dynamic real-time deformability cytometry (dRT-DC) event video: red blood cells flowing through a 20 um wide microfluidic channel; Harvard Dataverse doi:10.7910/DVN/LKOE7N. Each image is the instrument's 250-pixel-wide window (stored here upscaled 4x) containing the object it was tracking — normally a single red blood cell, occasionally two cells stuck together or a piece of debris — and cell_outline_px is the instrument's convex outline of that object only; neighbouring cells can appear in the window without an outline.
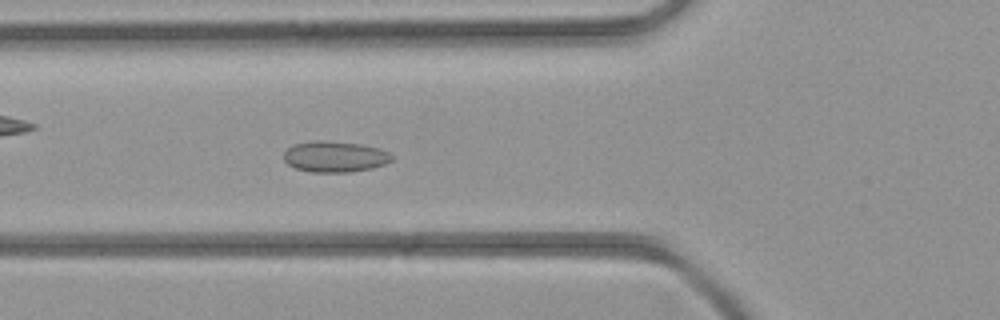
{"species": "common noctule bat (a hibernating species)", "species_latin": "Nyctalus noctula", "temperature_condition": "room temperature", "stored_images_in_passage": 42, "camera_frame_rate_fps": 3000, "um_per_image_px": 0.085, "animal": {"sex": "female", "body_mass_g": 21.9}, "frame": {"image": 1, "passage_image": 14, "time_ms": 4.333, "image_size_px": [1000, 320], "cell_outline_px": [[392, 160], [384, 164], [372, 168], [348, 172], [312, 172], [296, 168], [288, 164], [284, 160], [284, 152], [292, 144], [312, 140], [324, 140], [360, 144], [380, 148], [388, 152], [392, 156]], "centroid_in_image_um": [28.44, 13.3], "position_along_channel_um": 97.4, "area_um2": 19.54}}
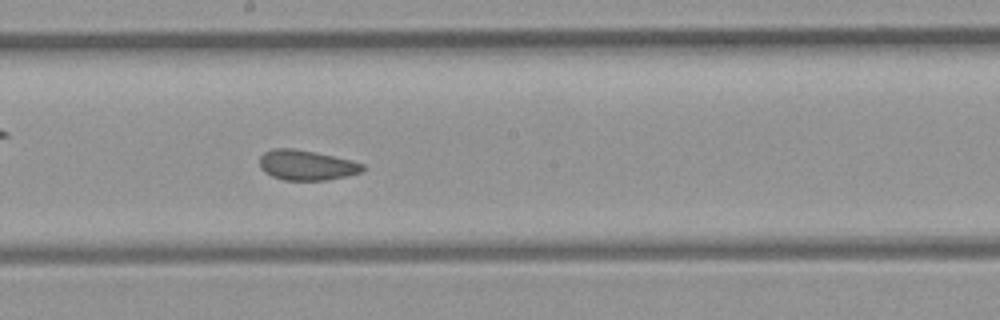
{"frame": {"image": 2, "passage_image": 22, "time_ms": 7.0, "image_size_px": [1000, 320], "cell_outline_px": [[364, 168], [360, 172], [348, 176], [324, 180], [284, 180], [272, 176], [264, 172], [260, 168], [260, 156], [264, 152], [276, 148], [292, 148], [316, 152], [352, 160], [364, 164]], "centroid_in_image_um": [26.05, 14.03], "position_along_channel_um": 222.2, "area_um2": 18.09}}
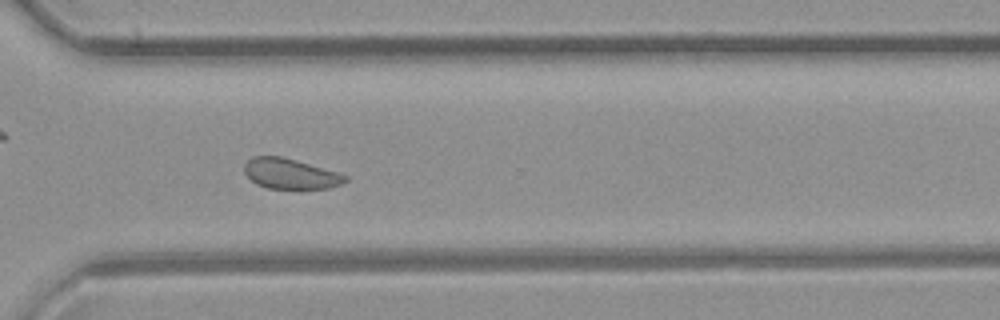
{"frame": {"image": 3, "passage_image": 30, "time_ms": 9.667, "image_size_px": [1000, 320], "cell_outline_px": [[348, 180], [340, 184], [328, 188], [268, 188], [256, 184], [244, 172], [244, 164], [252, 156], [280, 156], [296, 160], [340, 172], [348, 176]], "centroid_in_image_um": [24.69, 14.75], "position_along_channel_um": 345.9, "area_um2": 17.8}}